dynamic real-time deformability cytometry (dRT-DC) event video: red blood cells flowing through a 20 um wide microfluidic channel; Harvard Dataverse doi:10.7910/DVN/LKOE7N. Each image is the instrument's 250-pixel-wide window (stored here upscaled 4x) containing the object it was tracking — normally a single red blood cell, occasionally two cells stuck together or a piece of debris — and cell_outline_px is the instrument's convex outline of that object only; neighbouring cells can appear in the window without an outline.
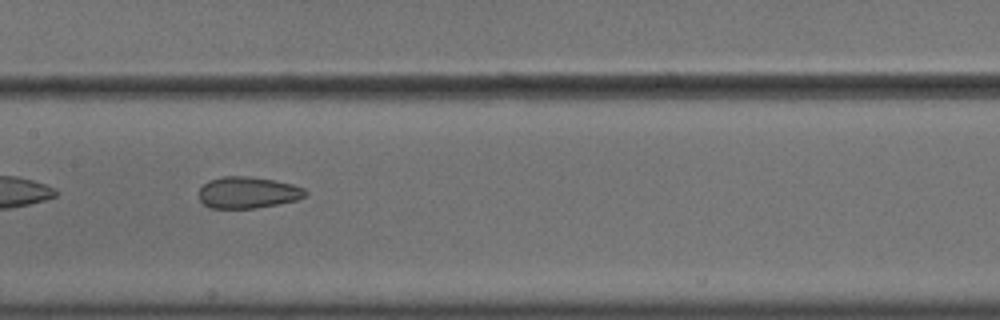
{"species": "common noctule bat (a hibernating species)", "species_latin": "Nyctalus noctula", "temperature_condition": "cold", "stored_images_in_passage": 39, "camera_frame_rate_fps": 3000, "um_per_image_px": 0.085, "animal": {"sex": "male", "body_mass_g": 18.8}, "frame": {"image": 1, "passage_image": 12, "time_ms": 3.667, "image_size_px": [1000, 320], "cell_outline_px": [[308, 192], [304, 196], [296, 200], [256, 208], [212, 208], [204, 204], [200, 200], [200, 188], [208, 180], [224, 176], [248, 176], [276, 180], [292, 184], [304, 188]], "centroid_in_image_um": [21.07, 16.35], "position_along_channel_um": 186.3, "area_um2": 19.48}, "authors_computed_cell_mechanics": {"area_um2": 21.386, "velocity_mm_per_s": 3.6243, "shape_relaxation_time_tau1_ms": null, "shape_relaxation_time_tau2_ms": 1.6952, "deformation_change_tau1": null, "deformation_change_tau2": 0.0769}}